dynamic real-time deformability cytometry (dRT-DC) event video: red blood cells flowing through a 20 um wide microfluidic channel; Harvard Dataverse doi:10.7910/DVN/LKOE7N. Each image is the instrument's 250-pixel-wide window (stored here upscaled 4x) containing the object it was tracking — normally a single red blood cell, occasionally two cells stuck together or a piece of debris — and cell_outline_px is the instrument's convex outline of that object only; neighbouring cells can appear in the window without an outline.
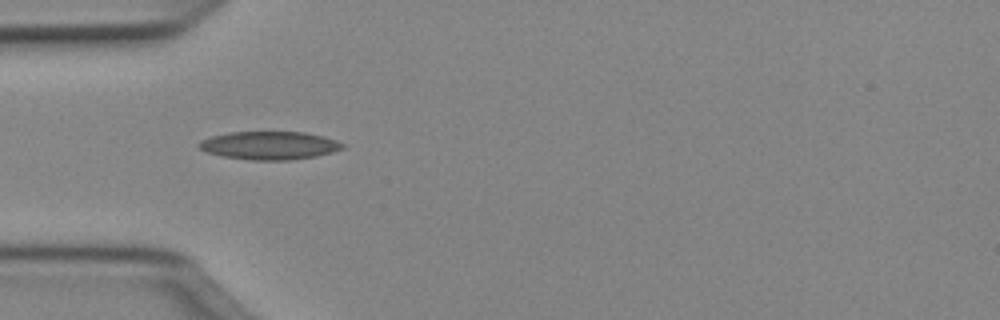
{"species": "Egyptian fruit bat (a non-hibernating species)", "species_latin": "Rousettus aegyptiacus", "temperature_condition": "cold", "stored_images_in_passage": 11, "camera_frame_rate_fps": 3000, "um_per_image_px": 0.085, "animal": {"sex": "female"}, "frame": {"image": 1, "passage_image": 4, "time_ms": 1.0, "image_size_px": [1000, 320], "cell_outline_px": [[344, 148], [332, 152], [316, 156], [288, 160], [252, 160], [224, 156], [208, 152], [200, 148], [196, 144], [200, 140], [212, 136], [228, 132], [304, 132], [324, 136], [336, 140], [344, 144]], "centroid_in_image_um": [22.91, 12.35], "position_along_channel_um": 62.1, "area_um2": 23.47}}
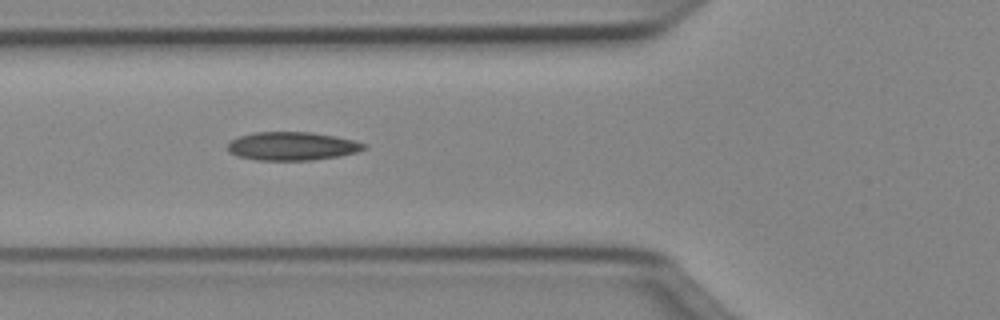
{"frame": {"image": 2, "passage_image": 7, "time_ms": 2.0, "image_size_px": [1000, 320], "cell_outline_px": [[368, 148], [356, 152], [340, 156], [312, 160], [256, 160], [236, 156], [228, 152], [228, 144], [232, 140], [240, 136], [256, 132], [312, 132], [336, 136], [368, 144]], "centroid_in_image_um": [24.85, 12.42], "position_along_channel_um": 100.9, "area_um2": 22.66}}